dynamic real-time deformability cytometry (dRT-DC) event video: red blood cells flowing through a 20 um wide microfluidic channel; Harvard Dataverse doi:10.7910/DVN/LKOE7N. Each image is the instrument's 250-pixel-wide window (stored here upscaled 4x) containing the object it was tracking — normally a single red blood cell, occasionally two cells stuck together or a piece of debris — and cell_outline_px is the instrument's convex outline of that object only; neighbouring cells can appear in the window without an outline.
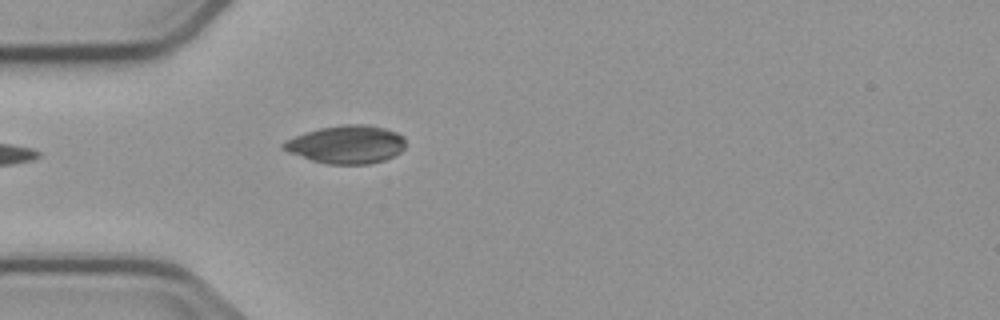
{"species": "common noctule bat (a hibernating species)", "species_latin": "Nyctalus noctula", "temperature_condition": "cold", "stored_images_in_passage": 2, "camera_frame_rate_fps": 3000, "um_per_image_px": 0.085, "animal": {"sex": "male", "body_mass_g": 23.1, "forearm_length_mm": 52.7}, "frame": {"image": 1, "passage_image": 2, "time_ms": 1.333, "image_size_px": [1000, 320], "cell_outline_px": [[404, 148], [400, 152], [384, 160], [368, 164], [328, 164], [312, 160], [288, 152], [280, 148], [280, 144], [284, 140], [320, 128], [344, 124], [368, 124], [384, 128], [396, 132], [404, 136]], "centroid_in_image_um": [29.43, 12.27], "position_along_channel_um": 55.6, "area_um2": 27.05}}